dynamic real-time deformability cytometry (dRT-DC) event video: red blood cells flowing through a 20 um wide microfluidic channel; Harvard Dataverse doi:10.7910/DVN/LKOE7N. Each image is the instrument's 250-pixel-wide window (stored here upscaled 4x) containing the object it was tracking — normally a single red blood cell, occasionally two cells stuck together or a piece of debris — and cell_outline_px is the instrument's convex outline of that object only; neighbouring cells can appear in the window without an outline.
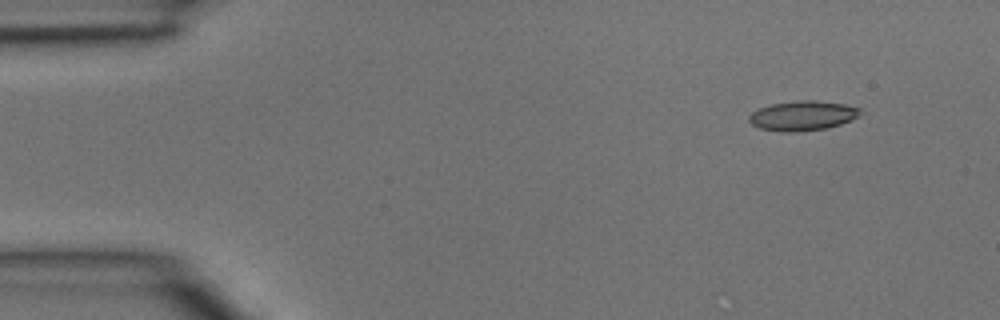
{"species": "common noctule bat (a hibernating species)", "species_latin": "Nyctalus noctula", "temperature_condition": "room temperature", "stored_images_in_passage": 3, "camera_frame_rate_fps": 3000, "um_per_image_px": 0.085, "animal": {"sex": "male", "body_mass_g": 15.6}, "frame": {"image": 1, "passage_image": 1, "time_ms": 0.0, "image_size_px": [1000, 320], "cell_outline_px": [[860, 112], [856, 116], [840, 124], [828, 128], [796, 132], [780, 132], [760, 128], [752, 124], [748, 120], [748, 116], [752, 112], [760, 108], [772, 104], [800, 100], [816, 100], [844, 104], [860, 108]], "centroid_in_image_um": [68.18, 9.84], "position_along_channel_um": 16.8, "area_um2": 19.07}}